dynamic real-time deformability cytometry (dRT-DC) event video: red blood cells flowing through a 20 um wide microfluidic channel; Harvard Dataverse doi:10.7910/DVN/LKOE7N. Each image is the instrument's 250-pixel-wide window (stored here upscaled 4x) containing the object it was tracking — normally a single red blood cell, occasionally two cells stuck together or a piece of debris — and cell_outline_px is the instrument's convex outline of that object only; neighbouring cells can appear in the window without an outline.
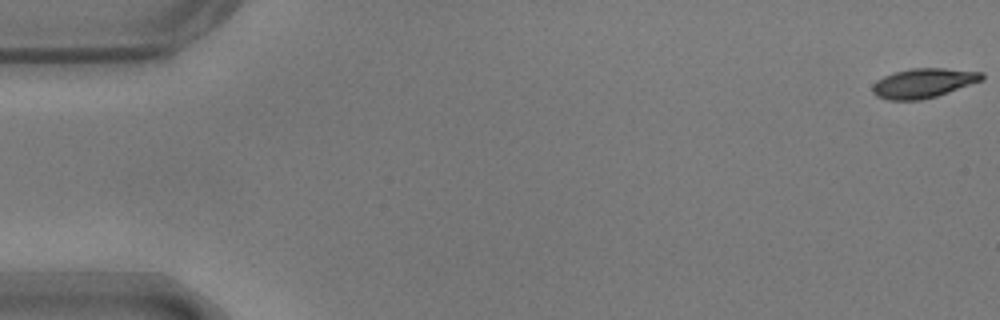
{"species": "common noctule bat (a hibernating species)", "species_latin": "Nyctalus noctula", "temperature_condition": "warm", "stored_images_in_passage": 16, "camera_frame_rate_fps": 3000, "um_per_image_px": 0.085, "animal": {"sex": "male", "body_mass_g": 17.9}, "frame": {"image": 1, "passage_image": 1, "time_ms": 0.0, "image_size_px": [1000, 320], "cell_outline_px": [[984, 80], [936, 96], [920, 100], [888, 100], [876, 96], [872, 92], [872, 84], [876, 80], [884, 76], [896, 72], [912, 68], [944, 68], [984, 72]], "centroid_in_image_um": [78.49, 7.06], "position_along_channel_um": 6.5, "area_um2": 18.84}}
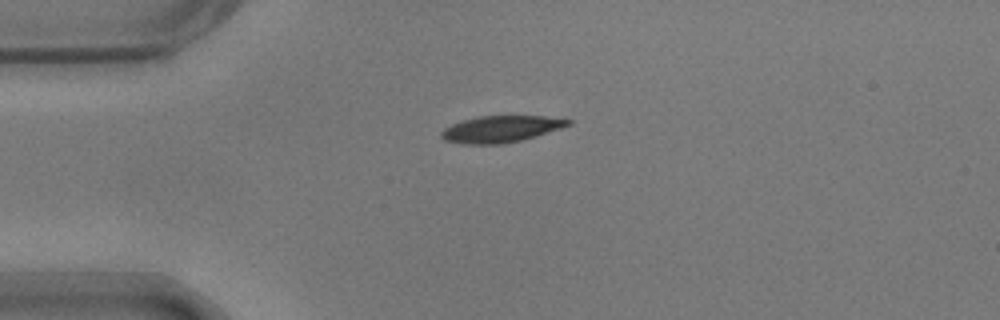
{"frame": {"image": 2, "passage_image": 14, "time_ms": 4.333, "image_size_px": [1000, 320], "cell_outline_px": [[572, 124], [560, 128], [520, 140], [500, 144], [460, 144], [444, 140], [440, 136], [440, 132], [444, 128], [460, 120], [480, 116], [544, 116], [572, 120]], "centroid_in_image_um": [42.5, 10.96], "position_along_channel_um": 42.5, "area_um2": 19.54}}